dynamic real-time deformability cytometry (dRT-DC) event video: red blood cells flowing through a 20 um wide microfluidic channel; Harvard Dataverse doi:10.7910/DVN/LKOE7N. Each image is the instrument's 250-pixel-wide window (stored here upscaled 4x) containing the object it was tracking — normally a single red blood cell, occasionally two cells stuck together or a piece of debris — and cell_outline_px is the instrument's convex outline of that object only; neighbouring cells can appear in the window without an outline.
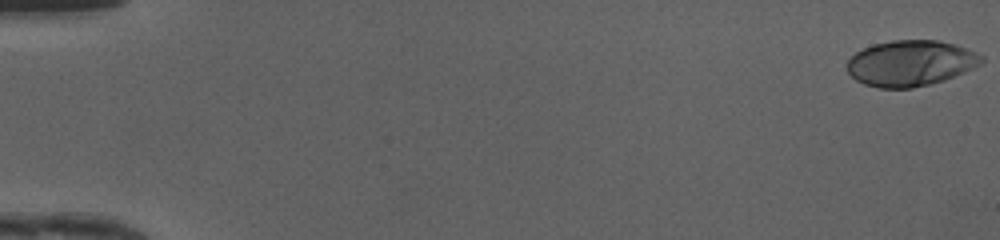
{"species": "human", "species_latin": "Homo sapiens", "temperature_condition": "cold", "stored_images_in_passage": 50, "camera_frame_rate_fps": 3000, "um_per_image_px": 0.085, "donor": {"sex": "female"}, "frame": {"image": 1, "passage_image": 1, "time_ms": 0.0, "image_size_px": [1000, 240], "cell_outline_px": [[984, 60], [980, 64], [972, 68], [944, 80], [912, 88], [880, 88], [864, 84], [856, 80], [848, 72], [848, 60], [856, 52], [872, 44], [892, 40], [940, 40], [976, 52], [984, 56]], "centroid_in_image_um": [77.39, 5.36], "position_along_channel_um": 7.6, "area_um2": 35.6}}
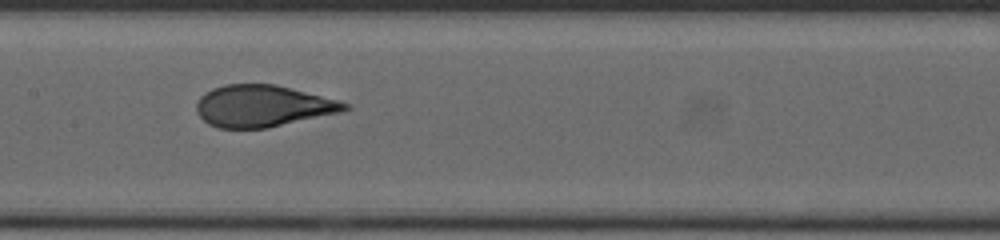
{"frame": {"image": 2, "passage_image": 26, "time_ms": 8.333, "image_size_px": [1000, 240], "cell_outline_px": [[352, 108], [344, 112], [268, 128], [216, 128], [208, 124], [196, 112], [196, 104], [200, 96], [204, 92], [212, 88], [224, 84], [276, 84], [336, 100], [348, 104]], "centroid_in_image_um": [22.32, 9.02], "position_along_channel_um": 185.1, "area_um2": 36.24}}
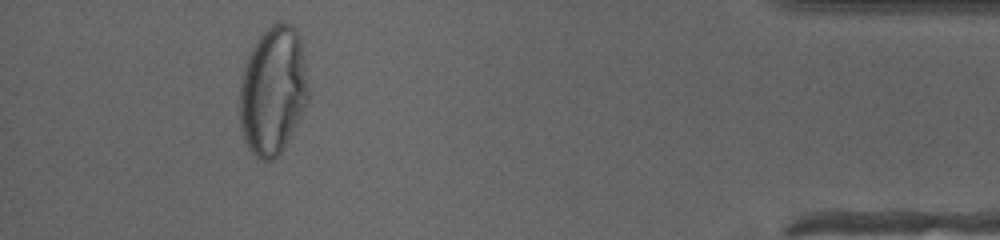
{"frame": {"image": 3, "passage_image": 46, "time_ms": 15.0, "image_size_px": [1000, 240], "cell_outline_px": [[308, 100], [288, 140], [280, 152], [272, 160], [260, 160], [248, 148], [244, 140], [240, 128], [240, 80], [244, 64], [256, 40], [276, 20], [288, 24], [296, 28], [300, 36], [304, 60], [308, 88]], "centroid_in_image_um": [23.18, 7.69], "position_along_channel_um": 412.0, "area_um2": 51.27}, "authors_computed_cell_mechanics": {"area_um2": 36.1828, "velocity_mm_per_s": 4.1932, "shape_relaxation_time_tau1_ms": 7.2088, "shape_relaxation_time_tau2_ms": null, "deformation_change_tau1": 0.286, "deformation_change_tau2": null}}